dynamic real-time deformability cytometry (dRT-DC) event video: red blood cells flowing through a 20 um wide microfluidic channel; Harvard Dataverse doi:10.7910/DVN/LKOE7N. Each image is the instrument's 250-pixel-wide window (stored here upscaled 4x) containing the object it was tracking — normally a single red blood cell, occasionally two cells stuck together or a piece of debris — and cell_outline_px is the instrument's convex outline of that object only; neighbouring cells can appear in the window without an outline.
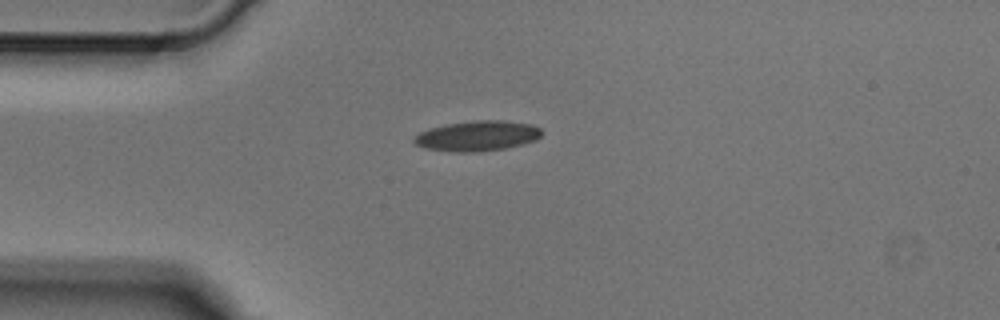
{"species": "Egyptian fruit bat (a non-hibernating species)", "species_latin": "Rousettus aegyptiacus", "temperature_condition": "cold", "stored_images_in_passage": 1, "camera_frame_rate_fps": 3000, "um_per_image_px": 0.085, "animal": {"sex": "male"}, "frame": {"image": 1, "passage_image": 1, "time_ms": 0.0, "image_size_px": [1000, 320], "cell_outline_px": [[544, 132], [536, 140], [524, 144], [504, 148], [476, 152], [452, 152], [424, 148], [416, 144], [412, 140], [420, 132], [428, 128], [448, 124], [476, 120], [504, 120], [532, 124], [540, 128]], "centroid_in_image_um": [40.6, 11.55], "position_along_channel_um": 44.4, "area_um2": 22.6}}